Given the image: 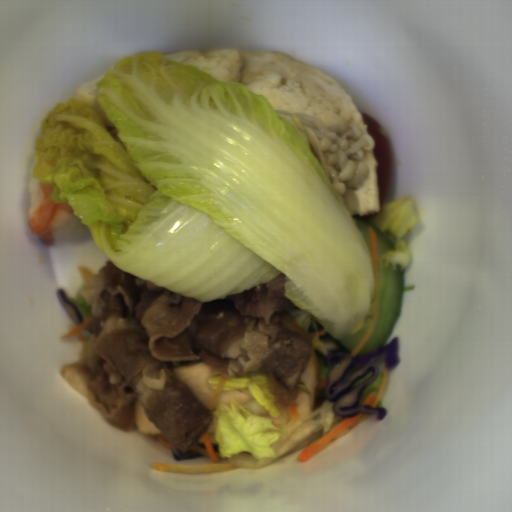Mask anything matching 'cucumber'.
Returning a JSON list of instances; mask_svg holds the SVG:
<instances>
[{
	"instance_id": "1",
	"label": "cucumber",
	"mask_w": 512,
	"mask_h": 512,
	"mask_svg": "<svg viewBox=\"0 0 512 512\" xmlns=\"http://www.w3.org/2000/svg\"><path fill=\"white\" fill-rule=\"evenodd\" d=\"M356 227L365 240L371 255L372 247L370 243L368 227H372L375 232L377 258V280H378V313L377 322L374 331L369 339L362 346L356 356L370 354L379 349L393 332L399 317L404 293V275L400 264L396 265V270L392 269L393 264L388 267L380 268L379 258L388 251H396L395 243L379 228L371 223L369 216L351 215Z\"/></svg>"
},
{
	"instance_id": "2",
	"label": "cucumber",
	"mask_w": 512,
	"mask_h": 512,
	"mask_svg": "<svg viewBox=\"0 0 512 512\" xmlns=\"http://www.w3.org/2000/svg\"><path fill=\"white\" fill-rule=\"evenodd\" d=\"M375 301H376V280L374 275V294L373 299L370 303V309L367 316H365L363 320V325L359 330H357L354 333L344 335L342 338L337 339L336 341L340 344L341 348L349 352L350 354L357 348V346L360 344L362 339L364 338L374 316V308H375Z\"/></svg>"
}]
</instances>
